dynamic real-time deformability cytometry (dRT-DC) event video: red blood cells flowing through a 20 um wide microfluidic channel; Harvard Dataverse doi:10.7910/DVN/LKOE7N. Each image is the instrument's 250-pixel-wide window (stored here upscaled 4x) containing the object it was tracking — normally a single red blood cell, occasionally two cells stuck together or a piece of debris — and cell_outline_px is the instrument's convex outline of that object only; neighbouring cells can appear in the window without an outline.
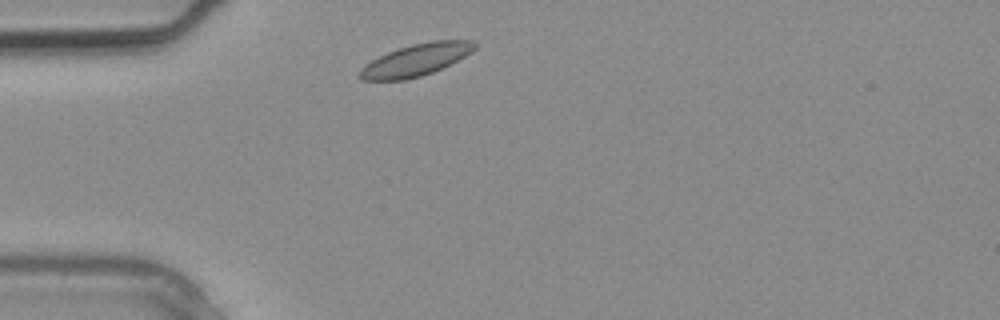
{"species": "common noctule bat (a hibernating species)", "species_latin": "Nyctalus noctula", "temperature_condition": "warm", "stored_images_in_passage": 1, "camera_frame_rate_fps": 3000, "um_per_image_px": 0.085, "animal": {"sex": "male", "body_mass_g": 20.4}, "frame": {"image": 1, "passage_image": 1, "time_ms": 0.0, "image_size_px": [1000, 320], "cell_outline_px": [[480, 44], [472, 52], [432, 72], [420, 76], [404, 80], [360, 80], [356, 76], [360, 68], [372, 60], [388, 52], [412, 44], [432, 40], [472, 40]], "centroid_in_image_um": [35.34, 5.09], "position_along_channel_um": 49.7, "area_um2": 21.33}}